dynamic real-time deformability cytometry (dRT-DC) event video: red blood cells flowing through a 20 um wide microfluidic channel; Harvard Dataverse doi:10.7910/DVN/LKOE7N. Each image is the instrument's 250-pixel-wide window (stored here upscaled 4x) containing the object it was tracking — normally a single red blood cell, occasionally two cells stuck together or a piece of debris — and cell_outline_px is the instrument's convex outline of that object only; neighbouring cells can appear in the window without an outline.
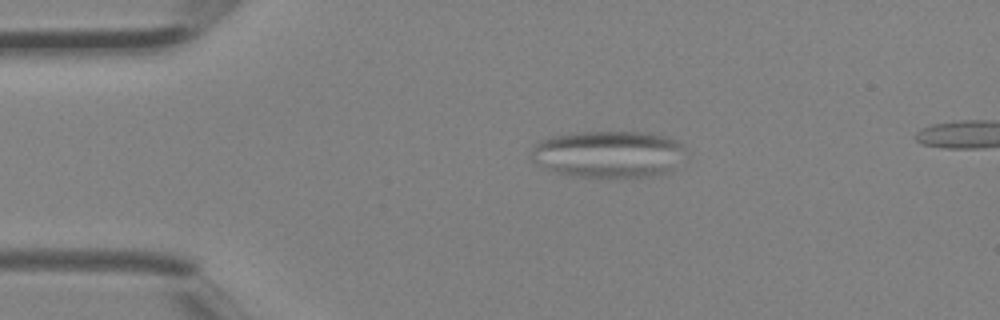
{"species": "Egyptian fruit bat (a non-hibernating species)", "species_latin": "Rousettus aegyptiacus", "temperature_condition": "room temperature", "stored_images_in_passage": 3, "segment_of_instrument_passage": [1, 2], "camera_frame_rate_fps": 3000, "um_per_image_px": 0.085, "animal": {"sex": "female"}, "frame": {"image": 1, "passage_image": 1, "time_ms": 0.0, "image_size_px": [1000, 320], "cell_outline_px": [[684, 148], [672, 168], [668, 172], [652, 176], [576, 176], [556, 172], [544, 168], [532, 160], [528, 156], [532, 148], [540, 140], [552, 136], [576, 132], [640, 132], [664, 136], [676, 140], [684, 144]], "centroid_in_image_um": [51.63, 13.08], "position_along_channel_um": 33.4, "area_um2": 41.67}}